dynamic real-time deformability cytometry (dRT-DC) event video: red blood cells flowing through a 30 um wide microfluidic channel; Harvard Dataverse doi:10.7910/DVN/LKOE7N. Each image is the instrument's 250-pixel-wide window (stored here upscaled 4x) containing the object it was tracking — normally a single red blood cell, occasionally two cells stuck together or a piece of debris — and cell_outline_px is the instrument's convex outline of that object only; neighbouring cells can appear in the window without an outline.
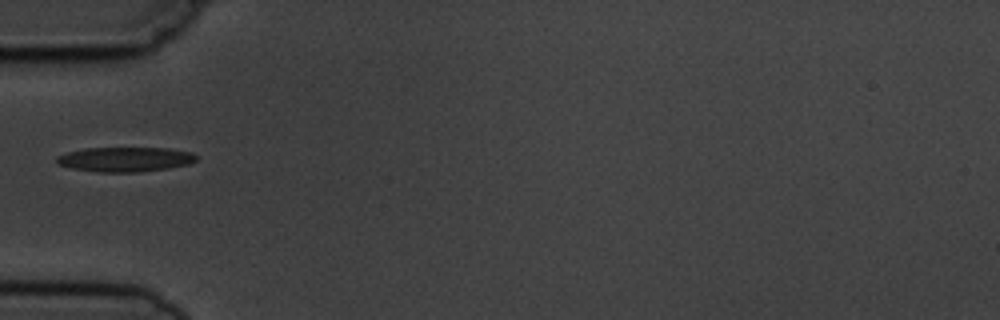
{"species": "common noctule bat (a hibernating species)", "species_latin": "Nyctalus noctula", "temperature_condition": "cold", "stored_images_in_passage": 3, "camera_frame_rate_fps": 3000, "um_per_image_px": 0.085, "animal": {"sex": "male", "body_mass_g": 19.5, "forearm_length_mm": 54.6}, "frame": {"image": 1, "passage_image": 2, "time_ms": 1.333, "image_size_px": [1000, 320], "cell_outline_px": [[196, 160], [188, 164], [168, 168], [136, 172], [100, 172], [72, 168], [60, 164], [56, 160], [56, 156], [68, 152], [84, 148], [168, 148], [192, 152], [196, 156]], "centroid_in_image_um": [10.64, 13.53], "position_along_channel_um": 74.4, "area_um2": 19.88}}
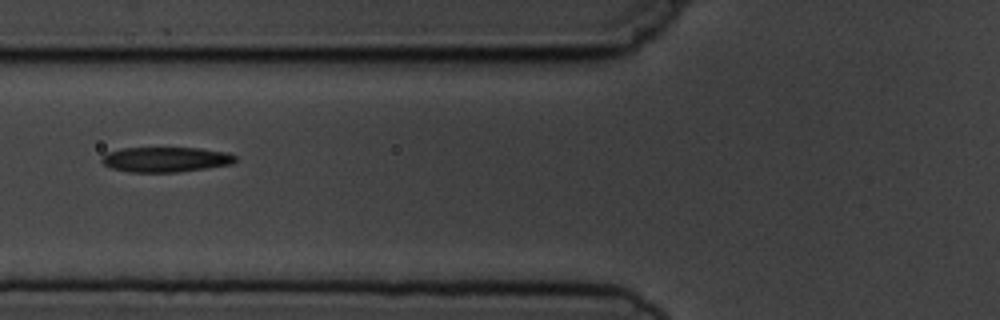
{"frame": {"image": 2, "passage_image": 3, "time_ms": 2.333, "image_size_px": [1000, 320], "cell_outline_px": [[236, 160], [232, 164], [176, 172], [128, 172], [112, 168], [104, 164], [100, 160], [104, 152], [120, 148], [200, 148], [228, 152], [236, 156]], "centroid_in_image_um": [14.04, 13.54], "position_along_channel_um": 111.8, "area_um2": 19.59}}